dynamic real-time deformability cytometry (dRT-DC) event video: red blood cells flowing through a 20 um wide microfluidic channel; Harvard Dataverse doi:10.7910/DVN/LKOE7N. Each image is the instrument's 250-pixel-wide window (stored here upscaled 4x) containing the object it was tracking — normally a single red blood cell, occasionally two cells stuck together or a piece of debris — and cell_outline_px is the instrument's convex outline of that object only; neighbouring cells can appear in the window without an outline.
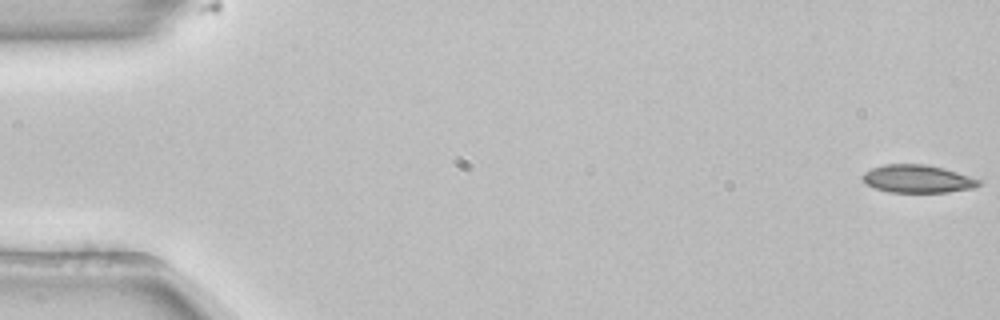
{"species": "common noctule bat (a hibernating species)", "species_latin": "Nyctalus noctula", "temperature_condition": "room temperature", "stored_images_in_passage": 54, "camera_frame_rate_fps": 3000, "um_per_image_px": 0.085, "animal": {"sex": "female", "body_mass_g": 22.7, "forearm_length_mm": 54.2}, "frame": {"image": 1, "passage_image": 1, "time_ms": 0.0, "image_size_px": [1000, 320], "cell_outline_px": [[980, 184], [972, 188], [948, 192], [888, 192], [876, 188], [868, 184], [860, 176], [864, 172], [872, 168], [884, 164], [928, 164], [944, 168], [980, 180]], "centroid_in_image_um": [77.96, 15.19], "position_along_channel_um": 7.0, "area_um2": 18.73}}
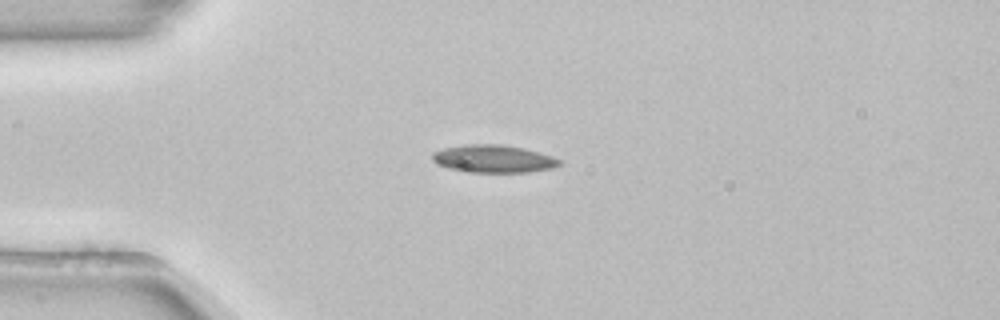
{"frame": {"image": 2, "passage_image": 14, "time_ms": 4.333, "image_size_px": [1000, 320], "cell_outline_px": [[564, 164], [552, 168], [528, 172], [472, 172], [448, 168], [436, 164], [432, 160], [432, 152], [444, 148], [464, 144], [500, 144], [524, 148], [540, 152], [552, 156], [560, 160]], "centroid_in_image_um": [41.95, 13.49], "position_along_channel_um": 43.1, "area_um2": 20.63}}
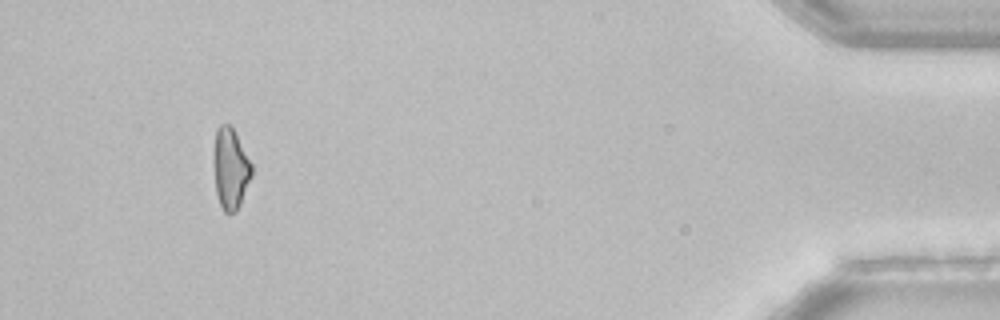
{"frame": {"image": 3, "passage_image": 50, "time_ms": 16.333, "image_size_px": [1000, 320], "cell_outline_px": [[252, 176], [240, 204], [236, 212], [224, 212], [220, 204], [216, 192], [212, 160], [216, 128], [220, 124], [228, 124], [232, 128], [252, 164]], "centroid_in_image_um": [19.57, 14.33], "position_along_channel_um": 415.6, "area_um2": 17.98}, "authors_computed_cell_mechanics": {"area_um2": 19.1607, "velocity_mm_per_s": 3.894, "shape_relaxation_time_tau1_ms": 9.7176, "shape_relaxation_time_tau2_ms": null, "deformation_change_tau1": 0.15, "deformation_change_tau2": null}}